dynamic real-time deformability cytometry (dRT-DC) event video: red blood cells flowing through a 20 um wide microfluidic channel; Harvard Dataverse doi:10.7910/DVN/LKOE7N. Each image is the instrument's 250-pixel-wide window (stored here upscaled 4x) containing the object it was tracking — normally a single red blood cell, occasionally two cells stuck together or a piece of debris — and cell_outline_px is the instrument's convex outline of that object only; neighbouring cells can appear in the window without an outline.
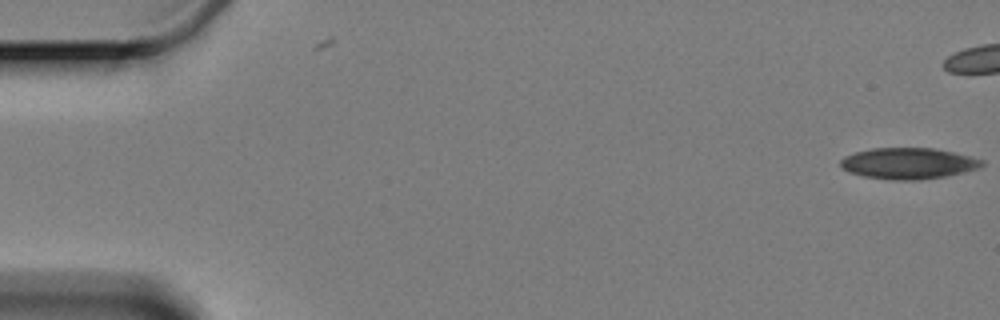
{"species": "Egyptian fruit bat (a non-hibernating species)", "species_latin": "Rousettus aegyptiacus", "temperature_condition": "cold", "stored_images_in_passage": 16, "camera_frame_rate_fps": 3000, "um_per_image_px": 0.085, "animal": {"sex": "female"}, "frame": {"image": 1, "passage_image": 1, "time_ms": 0.0, "image_size_px": [1000, 320], "cell_outline_px": [[984, 164], [980, 168], [964, 172], [944, 176], [916, 180], [892, 180], [864, 176], [852, 172], [844, 168], [840, 164], [840, 160], [844, 156], [856, 152], [872, 148], [932, 148], [952, 152], [984, 160]], "centroid_in_image_um": [77.22, 13.88], "position_along_channel_um": 7.8, "area_um2": 25.37}}
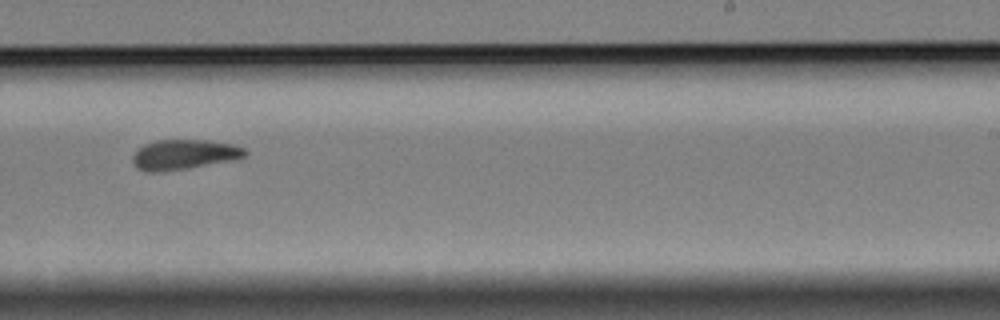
{"frame": {"image": 2, "passage_image": 11, "time_ms": 13.667, "image_size_px": [1000, 320], "cell_outline_px": [[248, 152], [244, 156], [228, 160], [188, 168], [152, 172], [148, 172], [136, 168], [132, 160], [132, 156], [136, 148], [144, 144], [156, 140], [208, 140], [232, 144], [244, 148]], "centroid_in_image_um": [15.57, 13.12], "position_along_channel_um": 273.4, "area_um2": 19.42}}
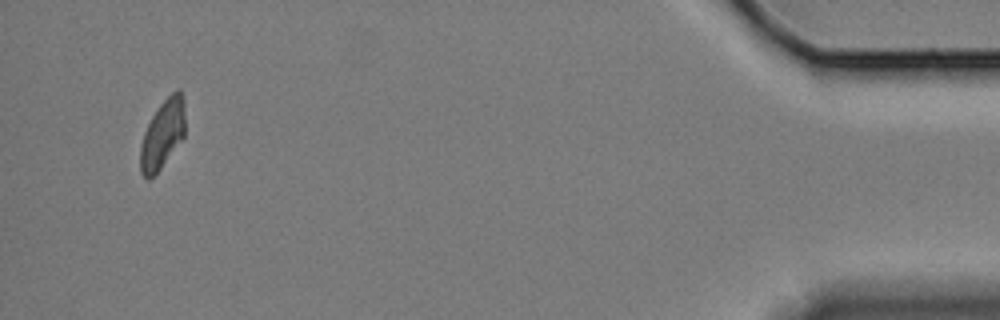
{"frame": {"image": 3, "passage_image": 16, "time_ms": 20.333, "image_size_px": [1000, 320], "cell_outline_px": [[184, 136], [160, 168], [148, 180], [140, 172], [140, 144], [144, 132], [152, 116], [160, 104], [176, 88], [180, 88], [184, 96]], "centroid_in_image_um": [13.81, 11.36], "position_along_channel_um": 421.4, "area_um2": 17.8}, "authors_computed_cell_mechanics": {"area_um2": 20.0855, "velocity_mm_per_s": 3.3445, "shape_relaxation_time_tau1_ms": null, "shape_relaxation_time_tau2_ms": 3.7717, "deformation_change_tau1": null, "deformation_change_tau2": 0.1088}}